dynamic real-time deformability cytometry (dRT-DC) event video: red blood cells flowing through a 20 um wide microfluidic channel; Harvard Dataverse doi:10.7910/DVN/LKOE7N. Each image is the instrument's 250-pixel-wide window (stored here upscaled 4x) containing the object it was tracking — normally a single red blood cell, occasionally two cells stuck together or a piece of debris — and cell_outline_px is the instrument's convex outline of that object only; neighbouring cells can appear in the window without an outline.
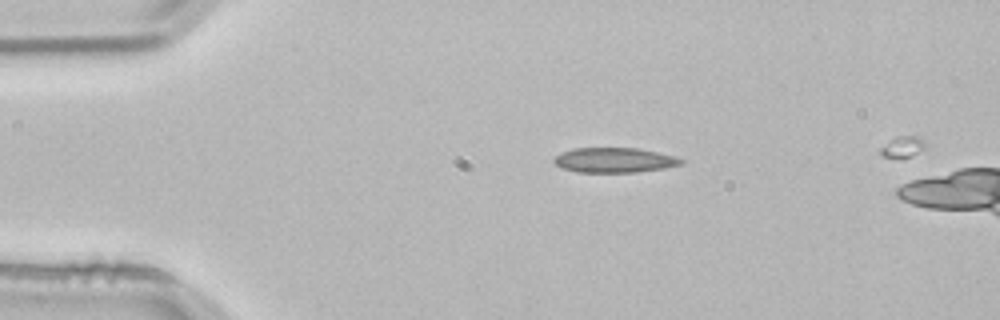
{"species": "common noctule bat (a hibernating species)", "species_latin": "Nyctalus noctula", "temperature_condition": "room temperature", "stored_images_in_passage": 3, "camera_frame_rate_fps": 3000, "um_per_image_px": 0.085, "animal": {"sex": "male", "body_mass_g": 21.5, "forearm_length_mm": 52.0}, "frame": {"image": 1, "passage_image": 1, "time_ms": 0.0, "image_size_px": [1000, 320], "cell_outline_px": [[684, 164], [664, 168], [636, 172], [576, 172], [560, 168], [552, 160], [560, 152], [572, 148], [636, 148], [676, 156], [684, 160]], "centroid_in_image_um": [52.2, 13.61], "position_along_channel_um": 32.8, "area_um2": 18.55}}